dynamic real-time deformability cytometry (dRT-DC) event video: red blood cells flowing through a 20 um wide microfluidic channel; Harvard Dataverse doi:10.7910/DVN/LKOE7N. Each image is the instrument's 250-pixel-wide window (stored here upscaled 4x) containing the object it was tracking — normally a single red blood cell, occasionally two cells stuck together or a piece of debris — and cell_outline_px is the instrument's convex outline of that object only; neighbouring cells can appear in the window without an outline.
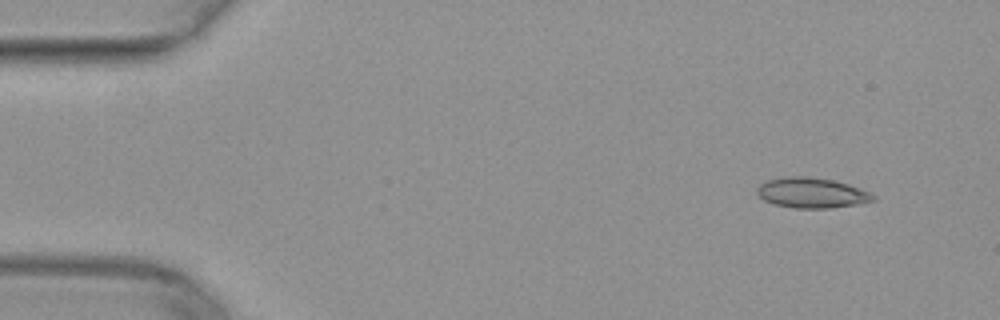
{"species": "common noctule bat (a hibernating species)", "species_latin": "Nyctalus noctula", "temperature_condition": "warm", "stored_images_in_passage": 47, "camera_frame_rate_fps": 3000, "um_per_image_px": 0.085, "animal": {"sex": "female", "body_mass_g": 29.2, "forearm_length_mm": 56.3}, "frame": {"image": 1, "passage_image": 1, "time_ms": 0.0, "image_size_px": [1000, 320], "cell_outline_px": [[876, 200], [856, 204], [832, 208], [792, 208], [772, 204], [764, 200], [756, 192], [756, 188], [760, 184], [768, 180], [792, 176], [808, 176], [832, 180], [848, 184], [860, 188], [876, 196]], "centroid_in_image_um": [68.98, 16.4], "position_along_channel_um": 16.0, "area_um2": 20.46}}
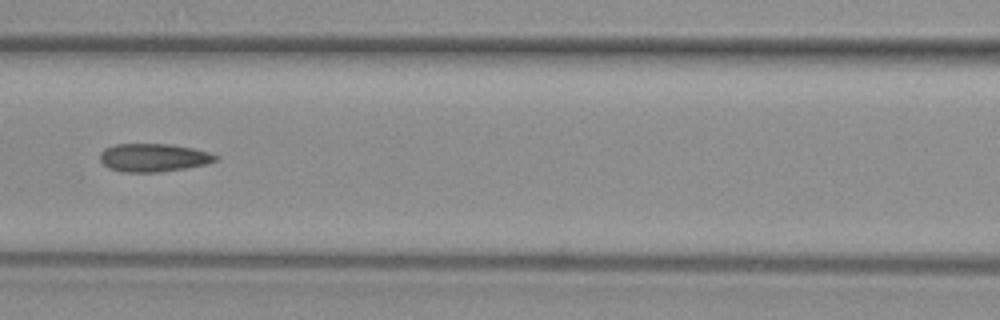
{"frame": {"image": 2, "passage_image": 19, "time_ms": 6.0, "image_size_px": [1000, 320], "cell_outline_px": [[220, 156], [216, 160], [208, 164], [184, 168], [156, 172], [120, 172], [108, 168], [100, 160], [100, 152], [104, 148], [116, 144], [172, 144], [192, 148], [208, 152]], "centroid_in_image_um": [13.03, 13.39], "position_along_channel_um": 153.6, "area_um2": 19.02}}
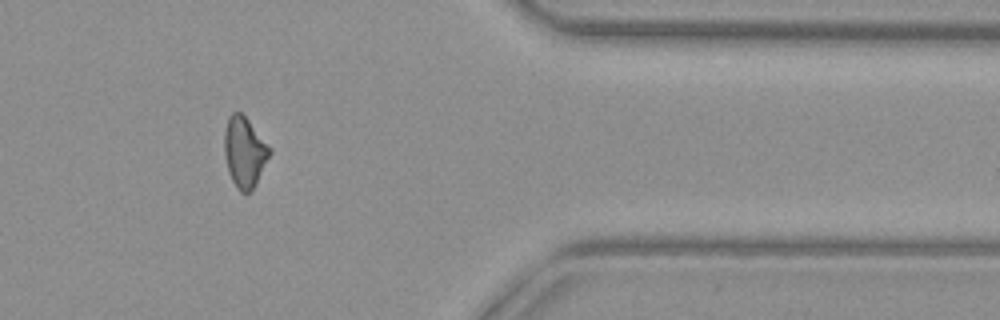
{"frame": {"image": 3, "passage_image": 38, "time_ms": 12.333, "image_size_px": [1000, 320], "cell_outline_px": [[272, 152], [256, 184], [248, 192], [240, 192], [236, 188], [228, 172], [224, 152], [224, 132], [228, 116], [232, 112], [240, 112], [248, 120], [272, 148]], "centroid_in_image_um": [20.78, 12.92], "position_along_channel_um": 390.6, "area_um2": 18.67}}